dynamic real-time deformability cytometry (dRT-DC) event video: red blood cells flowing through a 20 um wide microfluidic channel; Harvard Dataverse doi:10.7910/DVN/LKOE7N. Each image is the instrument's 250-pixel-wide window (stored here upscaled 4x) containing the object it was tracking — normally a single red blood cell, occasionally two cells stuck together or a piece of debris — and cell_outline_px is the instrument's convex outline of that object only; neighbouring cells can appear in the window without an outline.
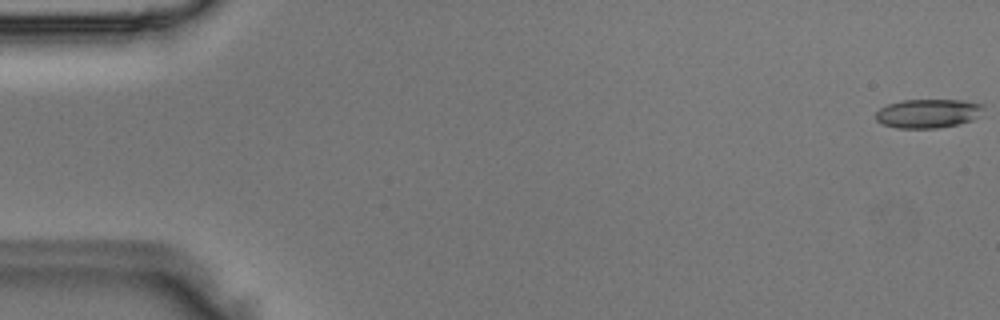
{"species": "Egyptian fruit bat (a non-hibernating species)", "species_latin": "Rousettus aegyptiacus", "temperature_condition": "room temperature", "stored_images_in_passage": 4, "camera_frame_rate_fps": 3000, "um_per_image_px": 0.085, "animal": {"sex": "male"}, "frame": {"image": 1, "passage_image": 1, "time_ms": 0.0, "image_size_px": [1000, 320], "cell_outline_px": [[984, 108], [980, 116], [972, 120], [940, 128], [896, 128], [884, 124], [876, 120], [876, 112], [880, 108], [888, 104], [904, 100], [964, 100], [984, 104]], "centroid_in_image_um": [78.91, 9.64], "position_along_channel_um": 6.1, "area_um2": 18.21}}
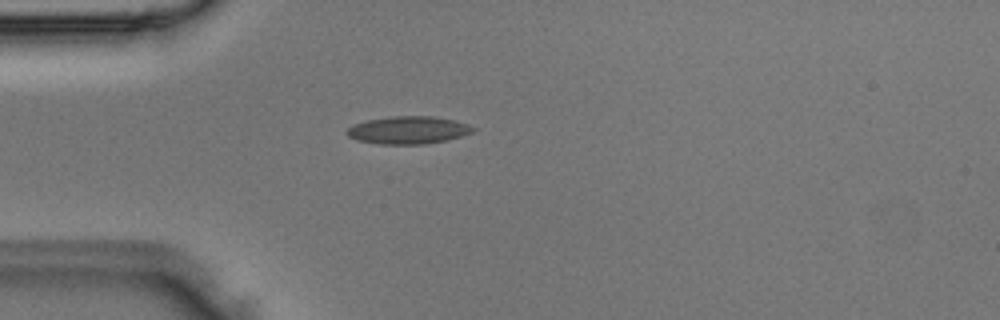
{"frame": {"image": 2, "passage_image": 4, "time_ms": 1.0, "image_size_px": [1000, 320], "cell_outline_px": [[476, 128], [472, 132], [448, 140], [424, 144], [380, 144], [356, 140], [348, 136], [344, 132], [352, 124], [368, 120], [392, 116], [432, 116], [456, 120], [468, 124]], "centroid_in_image_um": [34.68, 11.05], "position_along_channel_um": 50.3, "area_um2": 20.4}}